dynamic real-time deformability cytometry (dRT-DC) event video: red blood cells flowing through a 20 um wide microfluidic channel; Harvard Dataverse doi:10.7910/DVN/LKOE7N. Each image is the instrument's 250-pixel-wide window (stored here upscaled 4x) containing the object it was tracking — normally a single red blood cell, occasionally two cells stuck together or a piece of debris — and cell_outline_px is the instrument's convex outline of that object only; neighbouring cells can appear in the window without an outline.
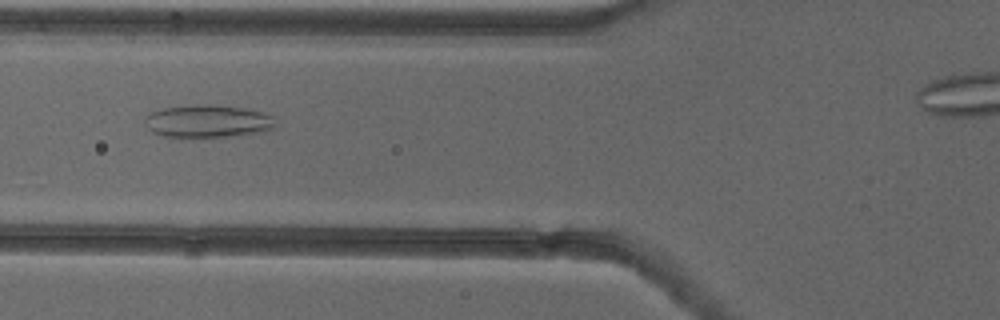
{"species": "common noctule bat (a hibernating species)", "species_latin": "Nyctalus noctula", "temperature_condition": "cold", "stored_images_in_passage": 37, "camera_frame_rate_fps": 3000, "um_per_image_px": 0.085, "animal": {"sex": "female"}, "frame": {"image": 1, "passage_image": 15, "time_ms": 4.667, "image_size_px": [1000, 320], "cell_outline_px": [[276, 128], [264, 132], [240, 136], [176, 140], [152, 132], [144, 124], [144, 116], [148, 112], [164, 108], [196, 104], [212, 104], [244, 108], [276, 116]], "centroid_in_image_um": [17.65, 10.35], "position_along_channel_um": 108.2, "area_um2": 26.36}}
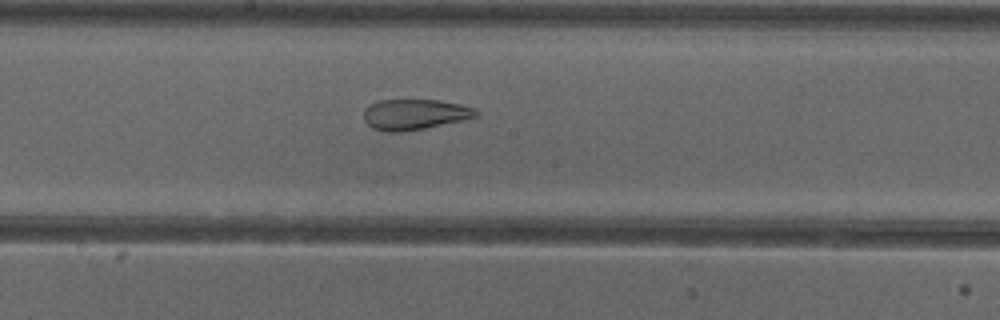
{"frame": {"image": 2, "passage_image": 23, "time_ms": 7.333, "image_size_px": [1000, 320], "cell_outline_px": [[480, 112], [476, 116], [464, 120], [424, 128], [400, 132], [388, 132], [372, 128], [364, 120], [364, 108], [368, 104], [380, 100], [440, 100], [460, 104], [476, 108]], "centroid_in_image_um": [35.24, 9.72], "position_along_channel_um": 213.0, "area_um2": 20.11}}
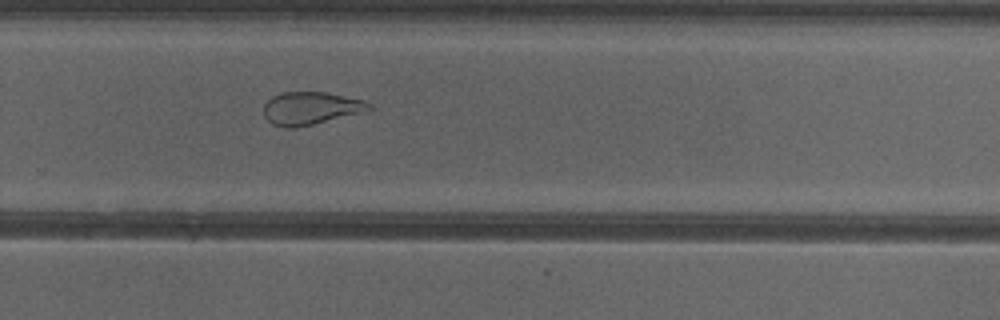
{"frame": {"image": 3, "passage_image": 30, "time_ms": 9.667, "image_size_px": [1000, 320], "cell_outline_px": [[372, 108], [368, 112], [312, 124], [292, 128], [284, 128], [272, 124], [264, 116], [264, 104], [272, 96], [284, 92], [324, 92], [364, 100], [372, 104]], "centroid_in_image_um": [26.44, 9.21], "position_along_channel_um": 303.4, "area_um2": 20.23}, "authors_computed_cell_mechanics": {"area_um2": 22.9466, "velocity_mm_per_s": 3.9014, "shape_relaxation_time_tau1_ms": null, "shape_relaxation_time_tau2_ms": 1.7383, "deformation_change_tau1": null, "deformation_change_tau2": 0.099}}